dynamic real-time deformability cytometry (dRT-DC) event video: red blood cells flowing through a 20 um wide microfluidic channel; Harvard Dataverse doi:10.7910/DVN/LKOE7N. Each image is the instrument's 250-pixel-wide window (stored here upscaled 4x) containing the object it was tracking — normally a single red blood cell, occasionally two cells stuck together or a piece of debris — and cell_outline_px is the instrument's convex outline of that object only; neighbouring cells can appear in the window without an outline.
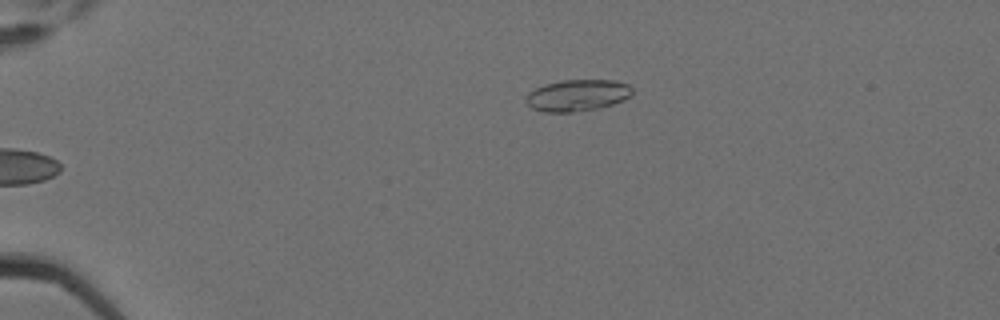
{"species": "Egyptian fruit bat (a non-hibernating species)", "species_latin": "Rousettus aegyptiacus", "temperature_condition": "cold", "stored_images_in_passage": 7, "camera_frame_rate_fps": 3000, "um_per_image_px": 0.085, "animal": {"sex": "female"}, "frame": {"image": 1, "passage_image": 7, "time_ms": 2.0, "image_size_px": [1000, 320], "cell_outline_px": [[632, 92], [624, 100], [600, 108], [572, 112], [544, 112], [532, 108], [524, 100], [528, 92], [544, 84], [560, 80], [612, 80], [628, 84], [632, 88]], "centroid_in_image_um": [49.05, 8.1], "position_along_channel_um": 36.0, "area_um2": 19.59}}